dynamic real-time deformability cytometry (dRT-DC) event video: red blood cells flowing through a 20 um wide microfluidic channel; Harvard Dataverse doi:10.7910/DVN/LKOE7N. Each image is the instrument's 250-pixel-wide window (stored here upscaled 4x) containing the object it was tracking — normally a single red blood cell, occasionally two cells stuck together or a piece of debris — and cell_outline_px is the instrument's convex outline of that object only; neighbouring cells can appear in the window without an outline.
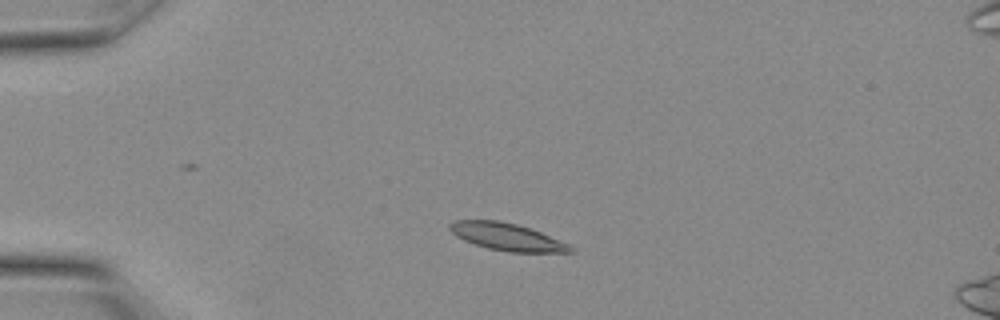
{"species": "Egyptian fruit bat (a non-hibernating species)", "species_latin": "Rousettus aegyptiacus", "temperature_condition": "warm", "stored_images_in_passage": 8, "camera_frame_rate_fps": 3000, "um_per_image_px": 0.085, "animal": {"sex": "female"}, "frame": {"image": 1, "passage_image": 4, "time_ms": 1.0, "image_size_px": [1000, 320], "cell_outline_px": [[576, 252], [508, 252], [488, 248], [464, 240], [456, 236], [448, 228], [448, 224], [452, 220], [500, 220], [516, 224], [540, 232], [568, 244], [576, 248]], "centroid_in_image_um": [43.07, 20.13], "position_along_channel_um": 41.9, "area_um2": 19.13}}
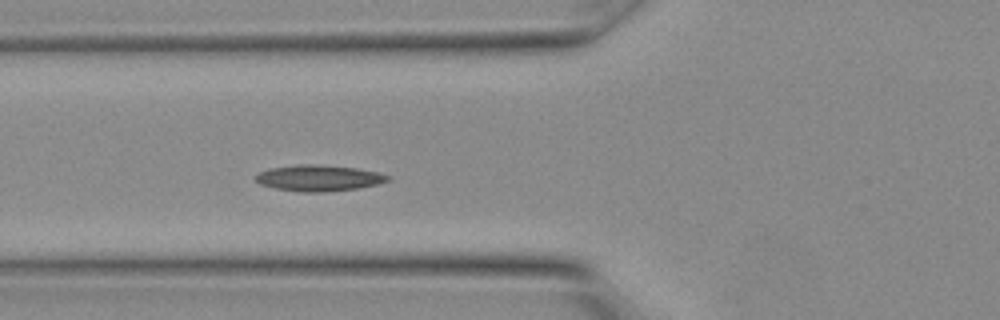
{"frame": {"image": 2, "passage_image": 8, "time_ms": 2.333, "image_size_px": [1000, 320], "cell_outline_px": [[392, 176], [388, 180], [376, 184], [356, 188], [320, 192], [304, 192], [276, 188], [260, 184], [256, 180], [256, 176], [260, 172], [268, 168], [300, 164], [312, 164], [356, 168], [376, 172]], "centroid_in_image_um": [27.07, 15.12], "position_along_channel_um": 98.7, "area_um2": 19.71}}